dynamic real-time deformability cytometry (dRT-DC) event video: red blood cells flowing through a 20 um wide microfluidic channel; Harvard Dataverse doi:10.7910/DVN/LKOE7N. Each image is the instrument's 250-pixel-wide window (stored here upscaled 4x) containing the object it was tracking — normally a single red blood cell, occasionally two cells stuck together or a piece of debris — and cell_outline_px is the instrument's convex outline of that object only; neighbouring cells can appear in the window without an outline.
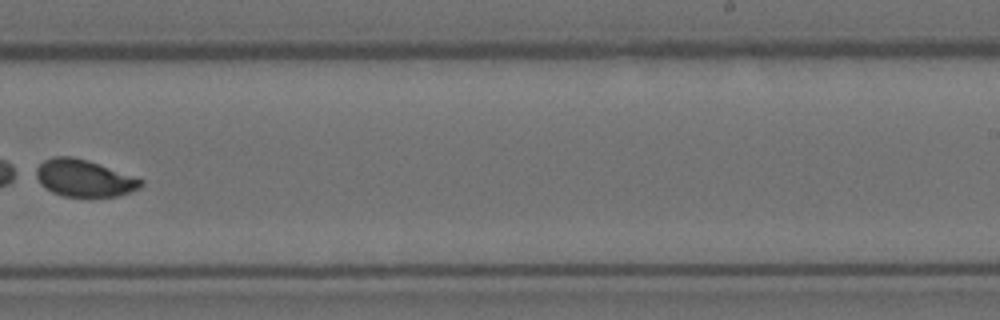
{"species": "Egyptian fruit bat (a non-hibernating species)", "species_latin": "Rousettus aegyptiacus", "temperature_condition": "room temperature", "stored_images_in_passage": 10, "camera_frame_rate_fps": 3000, "um_per_image_px": 0.085, "animal": {"sex": "female"}, "frame": {"image": 1, "passage_image": 9, "time_ms": 2.667, "image_size_px": [1000, 320], "cell_outline_px": [[144, 184], [140, 188], [132, 192], [116, 196], [88, 200], [64, 196], [52, 192], [40, 184], [36, 176], [36, 168], [44, 160], [56, 156], [72, 156], [88, 160], [144, 180]], "centroid_in_image_um": [7.17, 15.19], "position_along_channel_um": 281.8, "area_um2": 23.24}}
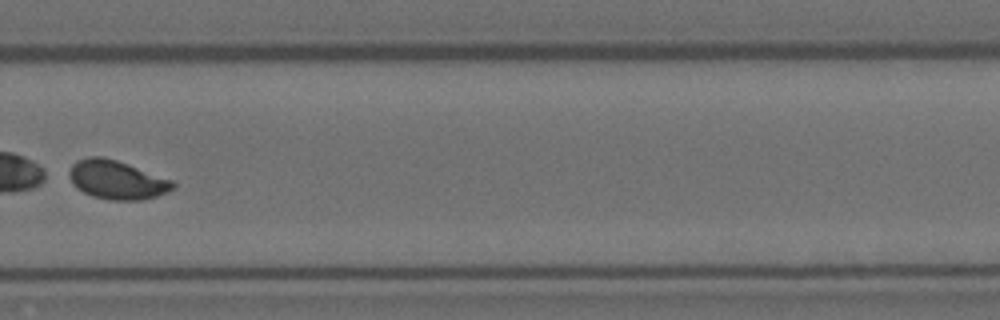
{"frame": {"image": 2, "passage_image": 10, "time_ms": 3.0, "image_size_px": [1000, 320], "cell_outline_px": [[176, 188], [168, 192], [156, 196], [140, 200], [112, 200], [92, 196], [76, 188], [72, 184], [68, 172], [72, 164], [76, 160], [88, 156], [100, 156], [116, 160], [128, 164], [172, 180], [176, 184]], "centroid_in_image_um": [9.92, 15.28], "position_along_channel_um": 319.9, "area_um2": 23.47}}